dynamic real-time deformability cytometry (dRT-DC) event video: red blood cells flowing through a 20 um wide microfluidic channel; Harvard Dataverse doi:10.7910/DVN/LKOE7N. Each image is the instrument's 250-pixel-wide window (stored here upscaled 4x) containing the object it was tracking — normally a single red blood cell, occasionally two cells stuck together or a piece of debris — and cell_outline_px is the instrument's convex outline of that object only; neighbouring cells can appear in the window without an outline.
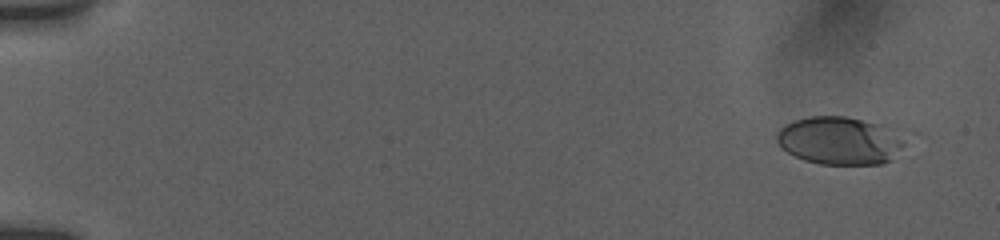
{"species": "human", "species_latin": "Homo sapiens", "temperature_condition": "room temperature", "stored_images_in_passage": 52, "camera_frame_rate_fps": 3000, "um_per_image_px": 0.085, "donor": {"sex": "female"}, "frame": {"image": 1, "passage_image": 3, "time_ms": 0.667, "image_size_px": [1000, 240], "cell_outline_px": [[924, 136], [892, 160], [884, 164], [820, 164], [804, 160], [780, 148], [776, 140], [776, 132], [784, 124], [792, 120], [808, 116], [844, 116], [912, 128], [920, 132]], "centroid_in_image_um": [71.81, 11.91], "position_along_channel_um": 13.2, "area_um2": 39.42}}
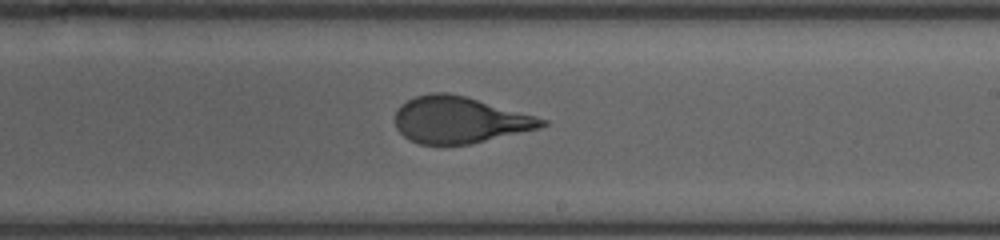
{"frame": {"image": 2, "passage_image": 30, "time_ms": 11.0, "image_size_px": [1000, 240], "cell_outline_px": [[548, 124], [540, 128], [468, 144], [420, 144], [408, 140], [396, 128], [396, 108], [400, 104], [416, 96], [432, 92], [448, 92], [464, 96], [536, 116], [548, 120]], "centroid_in_image_um": [39.03, 10.19], "position_along_channel_um": 250.0, "area_um2": 39.54}}
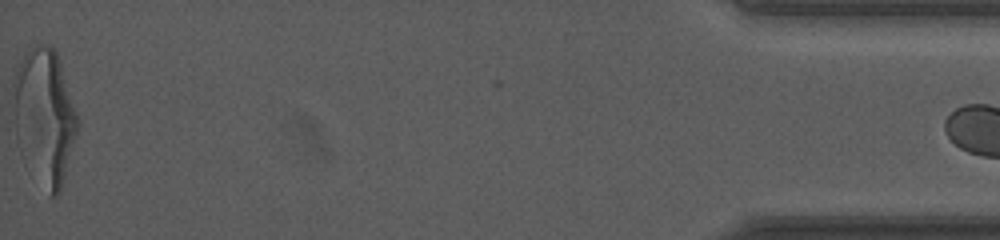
{"frame": {"image": 3, "passage_image": 51, "time_ms": 18.0, "image_size_px": [1000, 240], "cell_outline_px": [[80, 124], [60, 192], [56, 196], [48, 196], [16, 136], [12, 84], [16, 68], [24, 52], [36, 44], [52, 44], [60, 60], [80, 120]], "centroid_in_image_um": [3.82, 9.78], "position_along_channel_um": 431.4, "area_um2": 50.4}, "authors_computed_cell_mechanics": {"area_um2": 40.171, "velocity_mm_per_s": 3.815, "shape_relaxation_time_tau1_ms": 4.4363, "shape_relaxation_time_tau2_ms": 0.6765, "deformation_change_tau1": 0.2166, "deformation_change_tau2": 0.0909}}